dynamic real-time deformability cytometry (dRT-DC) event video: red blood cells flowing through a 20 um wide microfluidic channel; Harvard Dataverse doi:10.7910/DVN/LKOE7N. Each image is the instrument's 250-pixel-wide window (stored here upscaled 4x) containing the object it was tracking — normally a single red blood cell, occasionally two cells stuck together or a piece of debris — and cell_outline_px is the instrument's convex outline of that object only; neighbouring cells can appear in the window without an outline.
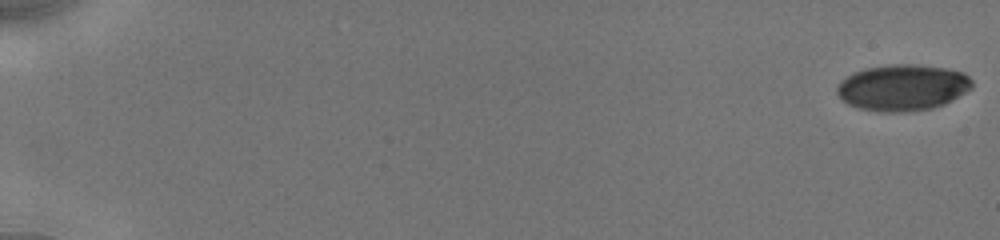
{"species": "human", "species_latin": "Homo sapiens", "temperature_condition": "cold", "stored_images_in_passage": 35, "camera_frame_rate_fps": 3000, "um_per_image_px": 0.085, "donor": {"sex": "male"}, "frame": {"image": 1, "passage_image": 1, "time_ms": 0.0, "image_size_px": [1000, 240], "cell_outline_px": [[972, 88], [944, 104], [932, 108], [904, 112], [884, 112], [860, 108], [848, 104], [836, 92], [836, 84], [840, 80], [856, 72], [868, 68], [888, 64], [912, 64], [944, 68], [964, 72], [972, 80]], "centroid_in_image_um": [76.72, 7.44], "position_along_channel_um": 8.3, "area_um2": 36.18}}
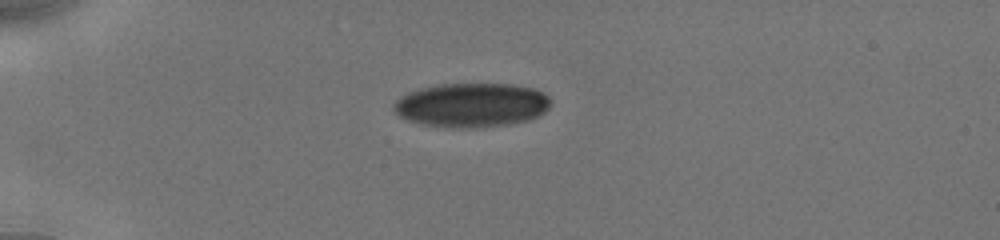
{"frame": {"image": 2, "passage_image": 29, "time_ms": 5.0, "image_size_px": [1000, 240], "cell_outline_px": [[548, 108], [544, 112], [528, 120], [512, 124], [472, 128], [452, 128], [424, 124], [408, 120], [400, 116], [392, 108], [392, 104], [400, 96], [408, 92], [420, 88], [440, 84], [512, 84], [532, 88], [544, 92], [548, 96]], "centroid_in_image_um": [40.06, 8.93], "position_along_channel_um": 44.9, "area_um2": 40.4}}